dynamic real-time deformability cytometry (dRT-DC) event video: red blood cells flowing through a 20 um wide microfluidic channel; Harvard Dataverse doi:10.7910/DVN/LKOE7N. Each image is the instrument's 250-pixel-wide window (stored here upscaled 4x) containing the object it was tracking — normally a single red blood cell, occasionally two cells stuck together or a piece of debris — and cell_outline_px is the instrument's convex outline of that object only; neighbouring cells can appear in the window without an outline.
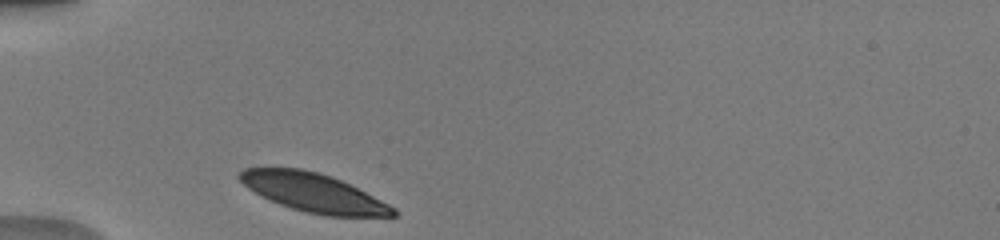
{"species": "human", "species_latin": "Homo sapiens", "temperature_condition": "warm", "stored_images_in_passage": 30, "camera_frame_rate_fps": 3000, "um_per_image_px": 0.085, "donor": {"sex": "male"}, "frame": {"image": 1, "passage_image": 1, "time_ms": 0.0, "image_size_px": [1000, 240], "cell_outline_px": [[396, 216], [324, 216], [292, 208], [268, 200], [248, 188], [236, 176], [244, 168], [300, 168], [332, 176], [396, 208]], "centroid_in_image_um": [26.61, 16.37], "position_along_channel_um": 58.4, "area_um2": 34.1}}
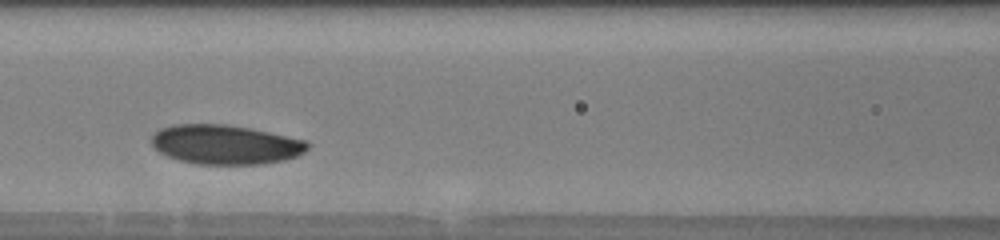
{"frame": {"image": 2, "passage_image": 9, "time_ms": 2.667, "image_size_px": [1000, 240], "cell_outline_px": [[312, 144], [304, 152], [296, 156], [284, 160], [264, 164], [200, 164], [180, 160], [168, 156], [160, 152], [152, 144], [152, 136], [160, 128], [172, 124], [228, 124], [252, 128], [308, 140]], "centroid_in_image_um": [19.21, 12.27], "position_along_channel_um": 147.4, "area_um2": 36.07}}
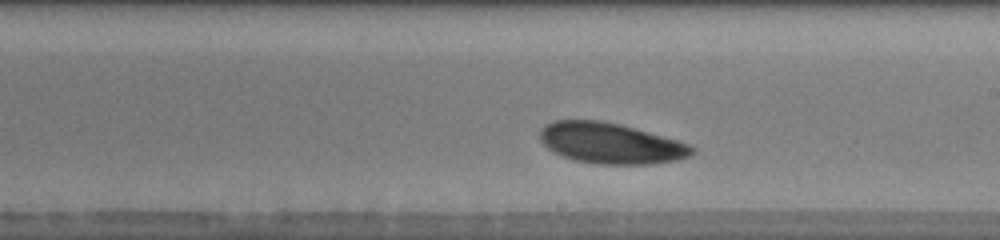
{"frame": {"image": 3, "passage_image": 16, "time_ms": 5.0, "image_size_px": [1000, 240], "cell_outline_px": [[696, 152], [680, 160], [652, 164], [596, 164], [576, 160], [552, 152], [540, 140], [540, 128], [544, 124], [552, 120], [600, 120], [620, 124], [680, 140], [696, 148]], "centroid_in_image_um": [51.92, 12.17], "position_along_channel_um": 237.1, "area_um2": 36.47}, "authors_computed_cell_mechanics": {"area_um2": 35.9805, "velocity_mm_per_s": 3.8496, "shape_relaxation_time_tau1_ms": 1.1986, "shape_relaxation_time_tau2_ms": null, "deformation_change_tau1": 0.0612, "deformation_change_tau2": null}}